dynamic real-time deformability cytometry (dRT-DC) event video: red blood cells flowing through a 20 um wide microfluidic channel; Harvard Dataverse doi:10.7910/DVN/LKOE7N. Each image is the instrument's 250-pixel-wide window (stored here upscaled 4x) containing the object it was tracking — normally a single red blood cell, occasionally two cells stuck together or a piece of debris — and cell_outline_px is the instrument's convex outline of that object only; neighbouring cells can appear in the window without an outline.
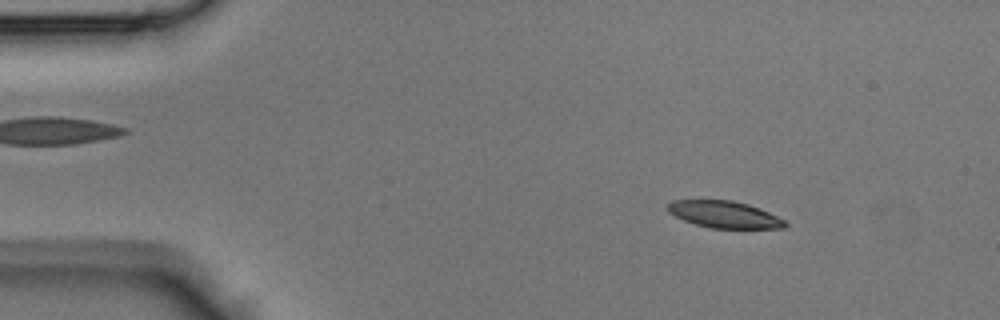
{"species": "Egyptian fruit bat (a non-hibernating species)", "species_latin": "Rousettus aegyptiacus", "temperature_condition": "room temperature", "stored_images_in_passage": 40, "camera_frame_rate_fps": 3000, "um_per_image_px": 0.085, "animal": {"sex": "male"}, "frame": {"image": 1, "passage_image": 2, "time_ms": 0.333, "image_size_px": [1000, 320], "cell_outline_px": [[788, 224], [784, 228], [712, 228], [696, 224], [684, 220], [668, 212], [668, 204], [672, 200], [732, 200], [748, 204], [760, 208], [784, 220]], "centroid_in_image_um": [61.57, 18.22], "position_along_channel_um": 23.4, "area_um2": 18.21}}
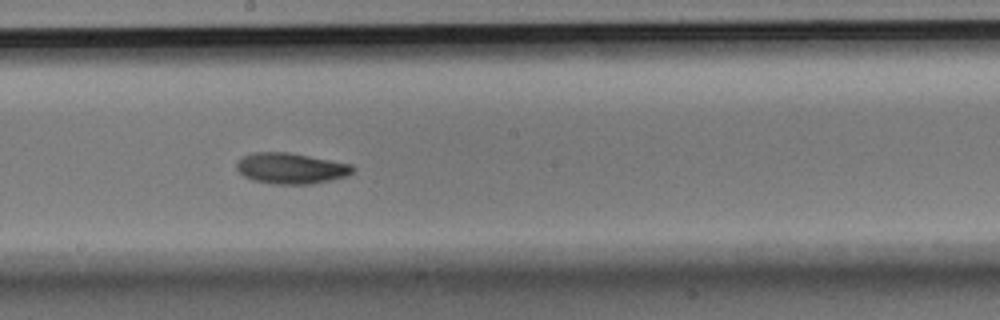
{"frame": {"image": 2, "passage_image": 20, "time_ms": 6.333, "image_size_px": [1000, 320], "cell_outline_px": [[356, 168], [348, 176], [312, 184], [272, 184], [256, 180], [244, 176], [236, 168], [236, 164], [244, 156], [252, 152], [288, 152], [352, 164]], "centroid_in_image_um": [24.76, 14.31], "position_along_channel_um": 223.4, "area_um2": 20.81}}
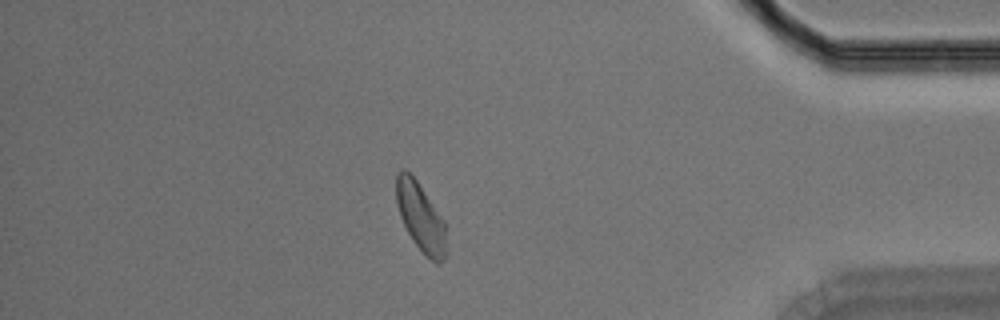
{"frame": {"image": 3, "passage_image": 34, "time_ms": 11.0, "image_size_px": [1000, 320], "cell_outline_px": [[448, 256], [440, 264], [436, 264], [412, 240], [400, 216], [396, 200], [396, 172], [400, 168], [404, 168], [416, 180], [444, 220], [448, 248]], "centroid_in_image_um": [35.78, 18.49], "position_along_channel_um": 399.4, "area_um2": 20.06}}